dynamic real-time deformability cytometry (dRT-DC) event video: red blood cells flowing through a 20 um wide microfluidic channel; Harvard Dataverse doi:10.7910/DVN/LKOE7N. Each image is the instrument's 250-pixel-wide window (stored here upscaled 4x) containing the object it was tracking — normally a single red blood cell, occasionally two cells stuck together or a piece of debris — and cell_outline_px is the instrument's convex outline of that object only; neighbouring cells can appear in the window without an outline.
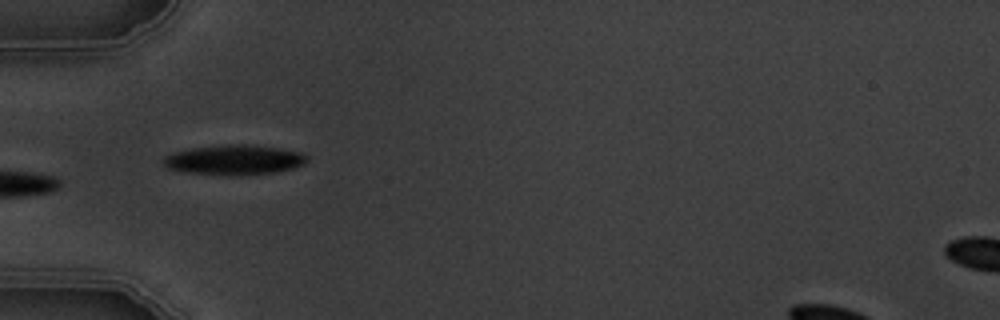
{"species": "common noctule bat (a hibernating species)", "species_latin": "Nyctalus noctula", "temperature_condition": "warm", "stored_images_in_passage": 11, "camera_frame_rate_fps": 3000, "um_per_image_px": 0.085, "animal": {"sex": "male", "body_mass_g": 19.5, "forearm_length_mm": 54.6}, "frame": {"image": 1, "passage_image": 5, "time_ms": 5.667, "image_size_px": [1000, 320], "cell_outline_px": [[308, 160], [304, 164], [296, 168], [276, 172], [240, 176], [224, 176], [184, 172], [168, 168], [164, 164], [164, 156], [176, 152], [192, 148], [228, 144], [252, 144], [300, 152], [308, 156]], "centroid_in_image_um": [19.94, 13.61], "position_along_channel_um": 65.1, "area_um2": 25.32}}